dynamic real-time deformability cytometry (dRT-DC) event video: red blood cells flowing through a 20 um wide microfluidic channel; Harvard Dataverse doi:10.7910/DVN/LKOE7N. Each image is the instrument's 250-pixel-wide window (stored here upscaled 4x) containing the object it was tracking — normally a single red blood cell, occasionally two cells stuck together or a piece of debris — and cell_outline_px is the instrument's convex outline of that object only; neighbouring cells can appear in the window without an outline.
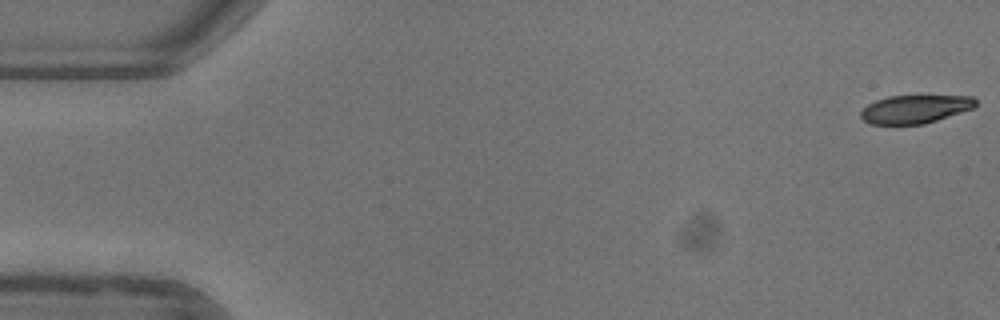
{"species": "common noctule bat (a hibernating species)", "species_latin": "Nyctalus noctula", "temperature_condition": "warm", "stored_images_in_passage": 11, "camera_frame_rate_fps": 3000, "um_per_image_px": 0.085, "animal": {"sex": "female"}, "frame": {"image": 1, "passage_image": 1, "time_ms": 0.0, "image_size_px": [1000, 320], "cell_outline_px": [[976, 104], [972, 108], [924, 124], [872, 124], [864, 120], [860, 116], [860, 112], [868, 104], [876, 100], [888, 96], [972, 96], [976, 100]], "centroid_in_image_um": [77.75, 9.27], "position_along_channel_um": 7.3, "area_um2": 18.61}}